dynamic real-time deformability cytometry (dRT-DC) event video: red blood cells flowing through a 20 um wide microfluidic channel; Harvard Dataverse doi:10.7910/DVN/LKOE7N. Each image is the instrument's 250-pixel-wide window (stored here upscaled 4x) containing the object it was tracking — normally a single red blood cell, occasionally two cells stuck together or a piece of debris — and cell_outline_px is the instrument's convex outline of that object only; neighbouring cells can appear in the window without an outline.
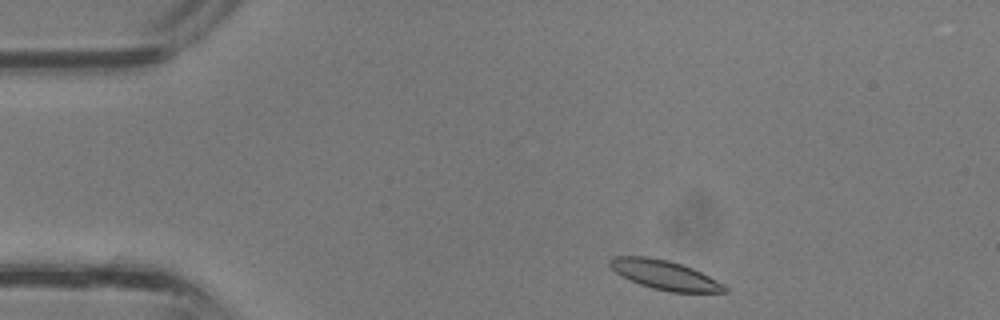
{"species": "common noctule bat (a hibernating species)", "species_latin": "Nyctalus noctula", "temperature_condition": "room temperature", "stored_images_in_passage": 6, "camera_frame_rate_fps": 3000, "um_per_image_px": 0.085, "animal": {"sex": "male", "body_mass_g": 13.3}, "frame": {"image": 1, "passage_image": 1, "time_ms": 0.0, "image_size_px": [1000, 320], "cell_outline_px": [[728, 292], [668, 292], [652, 288], [640, 284], [616, 272], [608, 264], [608, 260], [612, 256], [648, 256], [668, 260], [692, 268], [724, 284], [728, 288]], "centroid_in_image_um": [56.49, 23.36], "position_along_channel_um": 28.5, "area_um2": 19.42}}